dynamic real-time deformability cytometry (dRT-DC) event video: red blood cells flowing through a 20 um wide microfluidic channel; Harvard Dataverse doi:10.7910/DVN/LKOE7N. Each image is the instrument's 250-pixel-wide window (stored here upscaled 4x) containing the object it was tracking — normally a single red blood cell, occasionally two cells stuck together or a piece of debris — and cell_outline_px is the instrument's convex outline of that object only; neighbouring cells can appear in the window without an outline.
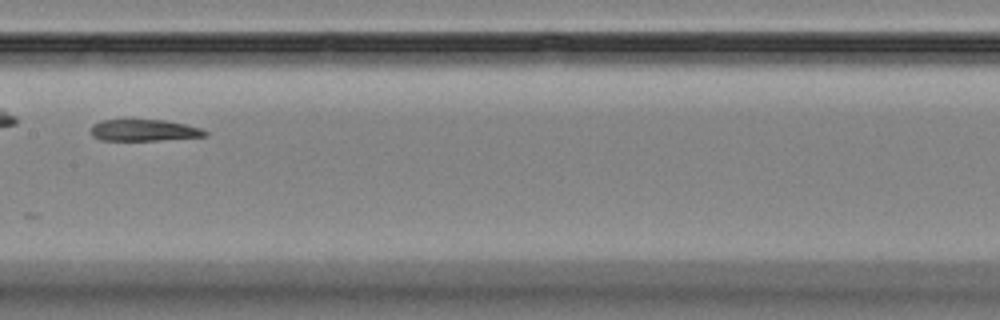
{"species": "Egyptian fruit bat (a non-hibernating species)", "species_latin": "Rousettus aegyptiacus", "temperature_condition": "room temperature", "stored_images_in_passage": 10, "camera_frame_rate_fps": 3000, "um_per_image_px": 0.085, "animal": {"sex": "female"}, "frame": {"image": 1, "passage_image": 10, "time_ms": 10.333, "image_size_px": [1000, 320], "cell_outline_px": [[208, 136], [160, 140], [100, 140], [92, 136], [92, 124], [104, 120], [164, 120], [184, 124], [200, 128], [208, 132]], "centroid_in_image_um": [12.26, 11.08], "position_along_channel_um": 195.1, "area_um2": 14.22}}